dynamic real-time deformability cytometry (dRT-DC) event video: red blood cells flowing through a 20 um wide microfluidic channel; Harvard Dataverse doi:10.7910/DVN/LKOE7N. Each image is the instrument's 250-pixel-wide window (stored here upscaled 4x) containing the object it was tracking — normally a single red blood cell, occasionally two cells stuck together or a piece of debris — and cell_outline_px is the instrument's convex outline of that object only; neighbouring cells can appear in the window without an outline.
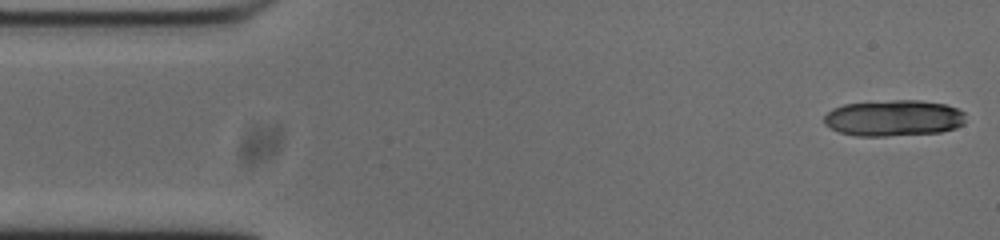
{"species": "common noctule bat (a hibernating species)", "species_latin": "Nyctalus noctula", "temperature_condition": "cold", "stored_images_in_passage": 15, "camera_frame_rate_fps": 3000, "um_per_image_px": 0.085, "animal": {"sex": "male", "body_mass_g": 20.0, "forearm_length_mm": 53.3}, "frame": {"image": 1, "passage_image": 1, "time_ms": 0.0, "image_size_px": [1000, 240], "cell_outline_px": [[964, 124], [956, 128], [940, 132], [884, 136], [856, 136], [840, 132], [824, 124], [824, 116], [832, 108], [844, 104], [892, 100], [920, 100], [944, 104], [956, 108], [964, 112]], "centroid_in_image_um": [75.96, 10.03], "position_along_channel_um": 9.0, "area_um2": 29.82}}